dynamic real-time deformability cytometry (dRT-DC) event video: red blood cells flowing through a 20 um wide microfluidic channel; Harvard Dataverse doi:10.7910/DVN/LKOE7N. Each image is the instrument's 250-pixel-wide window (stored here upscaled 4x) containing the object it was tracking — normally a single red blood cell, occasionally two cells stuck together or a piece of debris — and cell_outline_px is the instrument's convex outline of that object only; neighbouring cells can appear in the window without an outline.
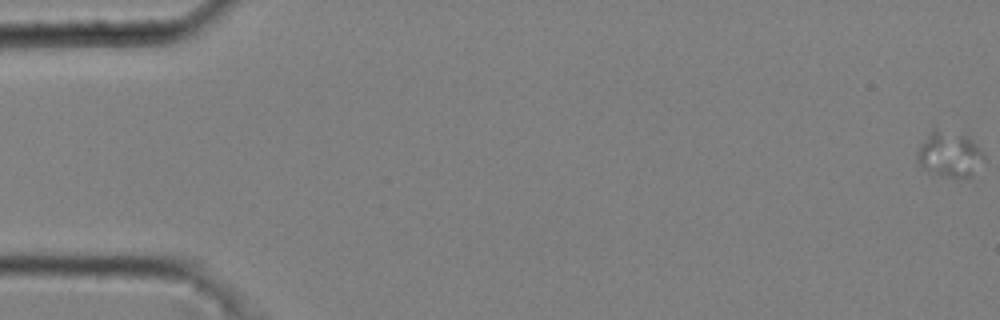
{"species": "common noctule bat (a hibernating species)", "species_latin": "Nyctalus noctula", "temperature_condition": "cold", "stored_images_in_passage": 27, "camera_frame_rate_fps": 3000, "um_per_image_px": 0.085, "animal": {"sex": "male", "body_mass_g": 20.4}, "frame": {"image": 1, "passage_image": 1, "time_ms": 0.0, "image_size_px": [1000, 320], "cell_outline_px": [[984, 156], [972, 176], [968, 180], [956, 180], [924, 168], [916, 160], [916, 152], [920, 144], [932, 128], [936, 128], [968, 136], [984, 152]], "centroid_in_image_um": [80.71, 13.12], "position_along_channel_um": 4.3, "area_um2": 17.92}}
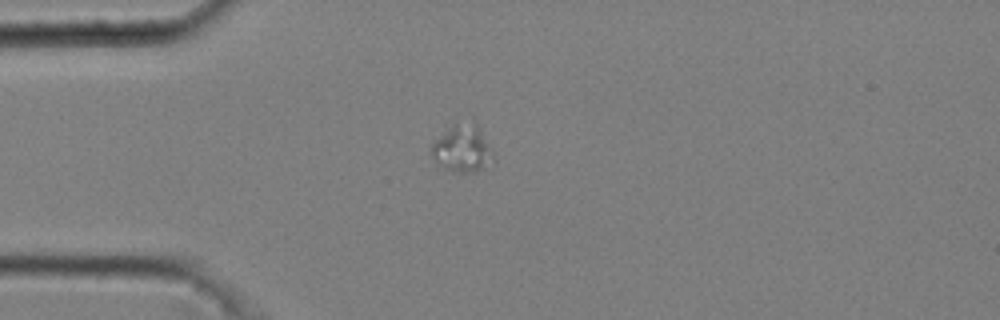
{"frame": {"image": 2, "passage_image": 16, "time_ms": 5.0, "image_size_px": [1000, 320], "cell_outline_px": [[496, 164], [476, 172], [460, 172], [448, 168], [440, 164], [432, 156], [432, 144], [452, 124], [476, 124], [488, 144], [492, 152]], "centroid_in_image_um": [39.37, 12.68], "position_along_channel_um": 45.6, "area_um2": 16.42}}
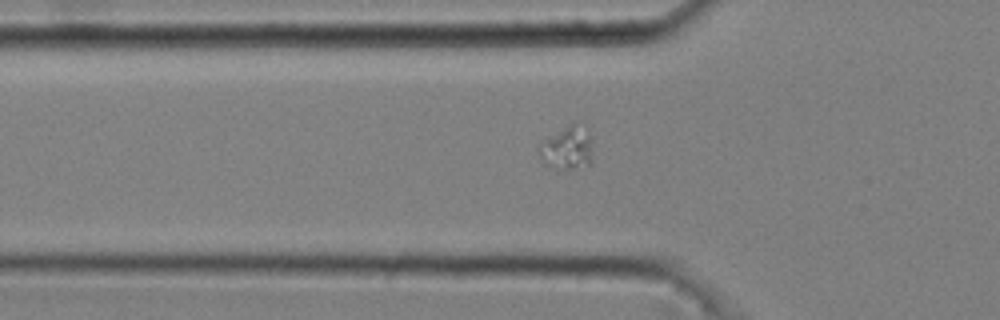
{"frame": {"image": 3, "passage_image": 20, "time_ms": 6.333, "image_size_px": [1000, 320], "cell_outline_px": [[592, 164], [556, 172], [540, 156], [536, 148], [536, 144], [540, 140], [568, 124], [572, 124], [588, 136], [592, 152]], "centroid_in_image_um": [48.1, 12.66], "position_along_channel_um": 77.7, "area_um2": 13.47}}